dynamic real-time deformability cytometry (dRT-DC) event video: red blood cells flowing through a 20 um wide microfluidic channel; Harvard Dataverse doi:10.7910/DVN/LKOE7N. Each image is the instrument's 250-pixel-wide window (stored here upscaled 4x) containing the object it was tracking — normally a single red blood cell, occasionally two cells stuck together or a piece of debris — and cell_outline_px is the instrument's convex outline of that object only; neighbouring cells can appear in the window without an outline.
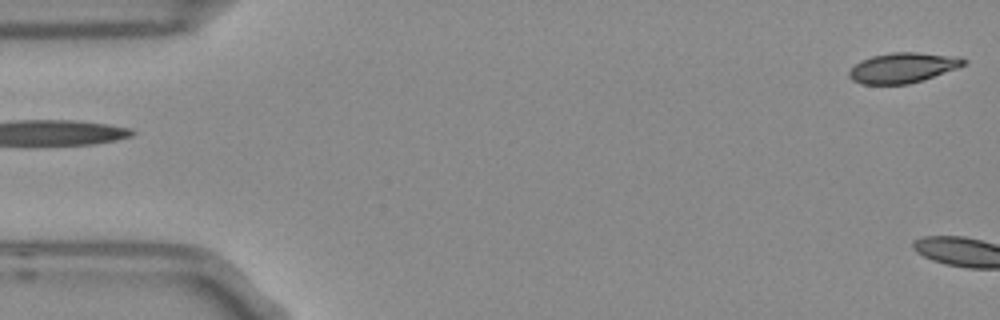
{"species": "Egyptian fruit bat (a non-hibernating species)", "species_latin": "Rousettus aegyptiacus", "temperature_condition": "room temperature", "stored_images_in_passage": 5, "segment_of_instrument_passage": [2, 2], "camera_frame_rate_fps": 3000, "um_per_image_px": 0.085, "frame": {"image": 1, "passage_image": 5, "time_ms": 1.333, "image_size_px": [1000, 320], "cell_outline_px": [[968, 60], [964, 64], [956, 68], [924, 80], [908, 84], [860, 84], [852, 80], [848, 76], [848, 72], [860, 60], [872, 56], [892, 52], [916, 52], [960, 56]], "centroid_in_image_um": [76.74, 5.75], "position_along_channel_um": 8.3, "area_um2": 20.23}}